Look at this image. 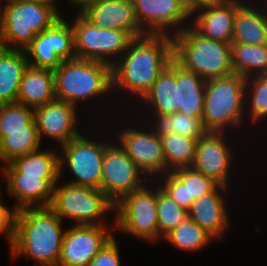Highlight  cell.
Returning a JSON list of instances; mask_svg holds the SVG:
<instances>
[{"label": "cell", "instance_id": "obj_9", "mask_svg": "<svg viewBox=\"0 0 267 266\" xmlns=\"http://www.w3.org/2000/svg\"><path fill=\"white\" fill-rule=\"evenodd\" d=\"M71 25L74 30L75 55L80 59L102 61L112 66L132 40L125 31L93 26L79 11Z\"/></svg>", "mask_w": 267, "mask_h": 266}, {"label": "cell", "instance_id": "obj_39", "mask_svg": "<svg viewBox=\"0 0 267 266\" xmlns=\"http://www.w3.org/2000/svg\"><path fill=\"white\" fill-rule=\"evenodd\" d=\"M223 0H183L184 5L188 12L193 16V14L205 7H209L211 5H216L221 3Z\"/></svg>", "mask_w": 267, "mask_h": 266}, {"label": "cell", "instance_id": "obj_13", "mask_svg": "<svg viewBox=\"0 0 267 266\" xmlns=\"http://www.w3.org/2000/svg\"><path fill=\"white\" fill-rule=\"evenodd\" d=\"M124 128L118 134L120 147L149 180L166 173V161L161 137L150 125L149 129ZM139 129V130H138ZM143 129V130H142ZM149 130V131H148ZM157 176V177H156Z\"/></svg>", "mask_w": 267, "mask_h": 266}, {"label": "cell", "instance_id": "obj_16", "mask_svg": "<svg viewBox=\"0 0 267 266\" xmlns=\"http://www.w3.org/2000/svg\"><path fill=\"white\" fill-rule=\"evenodd\" d=\"M6 180L8 194L16 198L14 208L49 207L53 197V187L60 176H24L11 163L1 166Z\"/></svg>", "mask_w": 267, "mask_h": 266}, {"label": "cell", "instance_id": "obj_17", "mask_svg": "<svg viewBox=\"0 0 267 266\" xmlns=\"http://www.w3.org/2000/svg\"><path fill=\"white\" fill-rule=\"evenodd\" d=\"M225 139V133L215 132H207L200 137L190 167L217 184L228 187L230 166L235 156Z\"/></svg>", "mask_w": 267, "mask_h": 266}, {"label": "cell", "instance_id": "obj_2", "mask_svg": "<svg viewBox=\"0 0 267 266\" xmlns=\"http://www.w3.org/2000/svg\"><path fill=\"white\" fill-rule=\"evenodd\" d=\"M63 221L49 207L18 210L11 256L29 257L34 261L33 266H58L66 232Z\"/></svg>", "mask_w": 267, "mask_h": 266}, {"label": "cell", "instance_id": "obj_29", "mask_svg": "<svg viewBox=\"0 0 267 266\" xmlns=\"http://www.w3.org/2000/svg\"><path fill=\"white\" fill-rule=\"evenodd\" d=\"M152 125L156 133L161 137L168 133H178L183 137L200 138L203 137L207 131L203 125L202 118L191 117L181 114H152ZM154 120V122H153Z\"/></svg>", "mask_w": 267, "mask_h": 266}, {"label": "cell", "instance_id": "obj_41", "mask_svg": "<svg viewBox=\"0 0 267 266\" xmlns=\"http://www.w3.org/2000/svg\"><path fill=\"white\" fill-rule=\"evenodd\" d=\"M30 1H38V2H42V3H45V4H50V5H55V3L57 2V0H30Z\"/></svg>", "mask_w": 267, "mask_h": 266}, {"label": "cell", "instance_id": "obj_22", "mask_svg": "<svg viewBox=\"0 0 267 266\" xmlns=\"http://www.w3.org/2000/svg\"><path fill=\"white\" fill-rule=\"evenodd\" d=\"M235 12L236 0H223L196 11L191 25L204 37L231 44Z\"/></svg>", "mask_w": 267, "mask_h": 266}, {"label": "cell", "instance_id": "obj_26", "mask_svg": "<svg viewBox=\"0 0 267 266\" xmlns=\"http://www.w3.org/2000/svg\"><path fill=\"white\" fill-rule=\"evenodd\" d=\"M152 114L177 113L176 61L172 59L141 99ZM151 106V107H150ZM152 108V109H151Z\"/></svg>", "mask_w": 267, "mask_h": 266}, {"label": "cell", "instance_id": "obj_32", "mask_svg": "<svg viewBox=\"0 0 267 266\" xmlns=\"http://www.w3.org/2000/svg\"><path fill=\"white\" fill-rule=\"evenodd\" d=\"M163 239L178 250L199 252L215 239L191 219L186 218Z\"/></svg>", "mask_w": 267, "mask_h": 266}, {"label": "cell", "instance_id": "obj_24", "mask_svg": "<svg viewBox=\"0 0 267 266\" xmlns=\"http://www.w3.org/2000/svg\"><path fill=\"white\" fill-rule=\"evenodd\" d=\"M54 100L53 70L28 65L20 82L17 103L35 109Z\"/></svg>", "mask_w": 267, "mask_h": 266}, {"label": "cell", "instance_id": "obj_36", "mask_svg": "<svg viewBox=\"0 0 267 266\" xmlns=\"http://www.w3.org/2000/svg\"><path fill=\"white\" fill-rule=\"evenodd\" d=\"M188 218V213L158 186L157 219L159 239L164 238L181 222Z\"/></svg>", "mask_w": 267, "mask_h": 266}, {"label": "cell", "instance_id": "obj_14", "mask_svg": "<svg viewBox=\"0 0 267 266\" xmlns=\"http://www.w3.org/2000/svg\"><path fill=\"white\" fill-rule=\"evenodd\" d=\"M67 228L58 266H87L115 236L107 225L73 224Z\"/></svg>", "mask_w": 267, "mask_h": 266}, {"label": "cell", "instance_id": "obj_35", "mask_svg": "<svg viewBox=\"0 0 267 266\" xmlns=\"http://www.w3.org/2000/svg\"><path fill=\"white\" fill-rule=\"evenodd\" d=\"M246 106L249 107L245 108V111L249 110V118L253 123L267 118V75H254L246 78Z\"/></svg>", "mask_w": 267, "mask_h": 266}, {"label": "cell", "instance_id": "obj_20", "mask_svg": "<svg viewBox=\"0 0 267 266\" xmlns=\"http://www.w3.org/2000/svg\"><path fill=\"white\" fill-rule=\"evenodd\" d=\"M164 179H162V178ZM161 189L188 211L195 199L212 192L219 184L191 167H181L161 175Z\"/></svg>", "mask_w": 267, "mask_h": 266}, {"label": "cell", "instance_id": "obj_6", "mask_svg": "<svg viewBox=\"0 0 267 266\" xmlns=\"http://www.w3.org/2000/svg\"><path fill=\"white\" fill-rule=\"evenodd\" d=\"M245 82L237 73L206 81L202 121L207 132L226 133L244 123Z\"/></svg>", "mask_w": 267, "mask_h": 266}, {"label": "cell", "instance_id": "obj_37", "mask_svg": "<svg viewBox=\"0 0 267 266\" xmlns=\"http://www.w3.org/2000/svg\"><path fill=\"white\" fill-rule=\"evenodd\" d=\"M120 252L115 237L107 243L87 266H121Z\"/></svg>", "mask_w": 267, "mask_h": 266}, {"label": "cell", "instance_id": "obj_30", "mask_svg": "<svg viewBox=\"0 0 267 266\" xmlns=\"http://www.w3.org/2000/svg\"><path fill=\"white\" fill-rule=\"evenodd\" d=\"M199 138L183 137L178 133H168L161 136L166 173L181 167H190Z\"/></svg>", "mask_w": 267, "mask_h": 266}, {"label": "cell", "instance_id": "obj_28", "mask_svg": "<svg viewBox=\"0 0 267 266\" xmlns=\"http://www.w3.org/2000/svg\"><path fill=\"white\" fill-rule=\"evenodd\" d=\"M233 73L248 78L267 75V44L231 43Z\"/></svg>", "mask_w": 267, "mask_h": 266}, {"label": "cell", "instance_id": "obj_33", "mask_svg": "<svg viewBox=\"0 0 267 266\" xmlns=\"http://www.w3.org/2000/svg\"><path fill=\"white\" fill-rule=\"evenodd\" d=\"M41 141L38 131L6 132L0 141V160L5 164L40 149Z\"/></svg>", "mask_w": 267, "mask_h": 266}, {"label": "cell", "instance_id": "obj_23", "mask_svg": "<svg viewBox=\"0 0 267 266\" xmlns=\"http://www.w3.org/2000/svg\"><path fill=\"white\" fill-rule=\"evenodd\" d=\"M236 0L231 43L262 45L267 44V10L262 5H250ZM256 6V7H254ZM261 8V9H260Z\"/></svg>", "mask_w": 267, "mask_h": 266}, {"label": "cell", "instance_id": "obj_5", "mask_svg": "<svg viewBox=\"0 0 267 266\" xmlns=\"http://www.w3.org/2000/svg\"><path fill=\"white\" fill-rule=\"evenodd\" d=\"M53 73L56 100L75 106L113 91L112 66L102 61L63 60Z\"/></svg>", "mask_w": 267, "mask_h": 266}, {"label": "cell", "instance_id": "obj_40", "mask_svg": "<svg viewBox=\"0 0 267 266\" xmlns=\"http://www.w3.org/2000/svg\"><path fill=\"white\" fill-rule=\"evenodd\" d=\"M98 0H69L70 3L78 6L79 11H82L86 6L96 2Z\"/></svg>", "mask_w": 267, "mask_h": 266}, {"label": "cell", "instance_id": "obj_31", "mask_svg": "<svg viewBox=\"0 0 267 266\" xmlns=\"http://www.w3.org/2000/svg\"><path fill=\"white\" fill-rule=\"evenodd\" d=\"M42 148L10 162L24 176H60L59 154Z\"/></svg>", "mask_w": 267, "mask_h": 266}, {"label": "cell", "instance_id": "obj_21", "mask_svg": "<svg viewBox=\"0 0 267 266\" xmlns=\"http://www.w3.org/2000/svg\"><path fill=\"white\" fill-rule=\"evenodd\" d=\"M228 188L218 185L212 192L195 199L187 211L188 218L197 223L214 239H222L223 235H226V230L229 229L230 218L221 191L223 190L225 193Z\"/></svg>", "mask_w": 267, "mask_h": 266}, {"label": "cell", "instance_id": "obj_34", "mask_svg": "<svg viewBox=\"0 0 267 266\" xmlns=\"http://www.w3.org/2000/svg\"><path fill=\"white\" fill-rule=\"evenodd\" d=\"M38 131L34 109L19 103L0 104V141L6 132Z\"/></svg>", "mask_w": 267, "mask_h": 266}, {"label": "cell", "instance_id": "obj_25", "mask_svg": "<svg viewBox=\"0 0 267 266\" xmlns=\"http://www.w3.org/2000/svg\"><path fill=\"white\" fill-rule=\"evenodd\" d=\"M205 84L206 80L176 62L177 112L202 118Z\"/></svg>", "mask_w": 267, "mask_h": 266}, {"label": "cell", "instance_id": "obj_8", "mask_svg": "<svg viewBox=\"0 0 267 266\" xmlns=\"http://www.w3.org/2000/svg\"><path fill=\"white\" fill-rule=\"evenodd\" d=\"M151 181L148 180V185L145 183L139 189L126 194L115 204L114 210L116 212L113 227L140 240L142 238V240L154 242L159 240L158 187L152 185V190Z\"/></svg>", "mask_w": 267, "mask_h": 266}, {"label": "cell", "instance_id": "obj_27", "mask_svg": "<svg viewBox=\"0 0 267 266\" xmlns=\"http://www.w3.org/2000/svg\"><path fill=\"white\" fill-rule=\"evenodd\" d=\"M27 66L25 51L0 47V104L17 103L20 82Z\"/></svg>", "mask_w": 267, "mask_h": 266}, {"label": "cell", "instance_id": "obj_4", "mask_svg": "<svg viewBox=\"0 0 267 266\" xmlns=\"http://www.w3.org/2000/svg\"><path fill=\"white\" fill-rule=\"evenodd\" d=\"M0 7V47L25 51L37 34L62 15L57 6L30 0H5Z\"/></svg>", "mask_w": 267, "mask_h": 266}, {"label": "cell", "instance_id": "obj_7", "mask_svg": "<svg viewBox=\"0 0 267 266\" xmlns=\"http://www.w3.org/2000/svg\"><path fill=\"white\" fill-rule=\"evenodd\" d=\"M114 206L100 189L66 182L63 185H54L49 208L62 220L68 218L74 221L75 225H108L103 219L113 211Z\"/></svg>", "mask_w": 267, "mask_h": 266}, {"label": "cell", "instance_id": "obj_38", "mask_svg": "<svg viewBox=\"0 0 267 266\" xmlns=\"http://www.w3.org/2000/svg\"><path fill=\"white\" fill-rule=\"evenodd\" d=\"M1 197L2 196H0V234L6 236L9 244L8 246H10L11 249L14 241L15 216L17 210L14 207L9 209L5 206L4 203H2Z\"/></svg>", "mask_w": 267, "mask_h": 266}, {"label": "cell", "instance_id": "obj_1", "mask_svg": "<svg viewBox=\"0 0 267 266\" xmlns=\"http://www.w3.org/2000/svg\"><path fill=\"white\" fill-rule=\"evenodd\" d=\"M172 59V36L147 34L133 38L112 65V90L129 92L139 102Z\"/></svg>", "mask_w": 267, "mask_h": 266}, {"label": "cell", "instance_id": "obj_11", "mask_svg": "<svg viewBox=\"0 0 267 266\" xmlns=\"http://www.w3.org/2000/svg\"><path fill=\"white\" fill-rule=\"evenodd\" d=\"M25 53L28 65L50 70H55L63 60L76 58L71 23L61 17L51 27L37 34Z\"/></svg>", "mask_w": 267, "mask_h": 266}, {"label": "cell", "instance_id": "obj_15", "mask_svg": "<svg viewBox=\"0 0 267 266\" xmlns=\"http://www.w3.org/2000/svg\"><path fill=\"white\" fill-rule=\"evenodd\" d=\"M132 1L136 17L147 34H168L173 36L190 25L187 19L192 20L183 0Z\"/></svg>", "mask_w": 267, "mask_h": 266}, {"label": "cell", "instance_id": "obj_10", "mask_svg": "<svg viewBox=\"0 0 267 266\" xmlns=\"http://www.w3.org/2000/svg\"><path fill=\"white\" fill-rule=\"evenodd\" d=\"M110 144L106 140L95 142L81 134L62 145L64 156H59L60 179L67 163L66 167L74 176L68 184L101 189L103 156Z\"/></svg>", "mask_w": 267, "mask_h": 266}, {"label": "cell", "instance_id": "obj_12", "mask_svg": "<svg viewBox=\"0 0 267 266\" xmlns=\"http://www.w3.org/2000/svg\"><path fill=\"white\" fill-rule=\"evenodd\" d=\"M148 180L120 145L111 142L103 156L100 190L116 204L123 196L139 189Z\"/></svg>", "mask_w": 267, "mask_h": 266}, {"label": "cell", "instance_id": "obj_18", "mask_svg": "<svg viewBox=\"0 0 267 266\" xmlns=\"http://www.w3.org/2000/svg\"><path fill=\"white\" fill-rule=\"evenodd\" d=\"M77 106L66 101L54 100L34 109V120L42 143L43 136L60 143L67 144L81 135L76 127ZM77 128V129H76Z\"/></svg>", "mask_w": 267, "mask_h": 266}, {"label": "cell", "instance_id": "obj_3", "mask_svg": "<svg viewBox=\"0 0 267 266\" xmlns=\"http://www.w3.org/2000/svg\"><path fill=\"white\" fill-rule=\"evenodd\" d=\"M172 40L173 59L204 80L233 73L231 44L204 37L191 24L173 35Z\"/></svg>", "mask_w": 267, "mask_h": 266}, {"label": "cell", "instance_id": "obj_19", "mask_svg": "<svg viewBox=\"0 0 267 266\" xmlns=\"http://www.w3.org/2000/svg\"><path fill=\"white\" fill-rule=\"evenodd\" d=\"M79 13L95 27L119 29L132 39L147 35L136 17L132 0H98Z\"/></svg>", "mask_w": 267, "mask_h": 266}]
</instances>
